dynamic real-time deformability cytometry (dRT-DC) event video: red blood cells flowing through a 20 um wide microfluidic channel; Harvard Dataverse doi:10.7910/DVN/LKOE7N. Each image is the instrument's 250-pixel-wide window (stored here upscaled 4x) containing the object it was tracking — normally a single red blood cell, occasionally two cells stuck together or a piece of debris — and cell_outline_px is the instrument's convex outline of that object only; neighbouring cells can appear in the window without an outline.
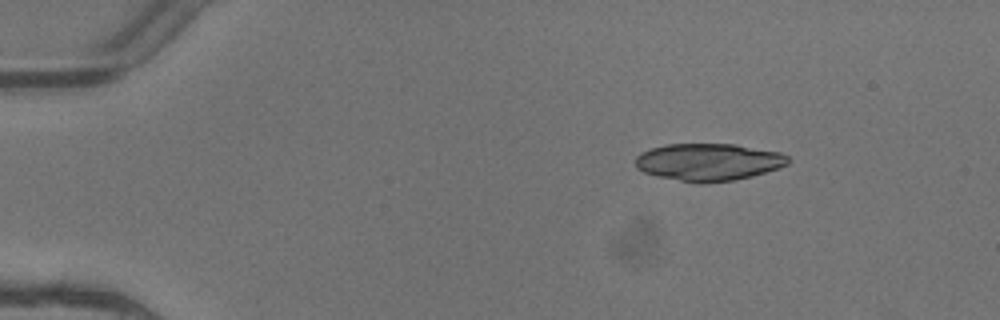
{"species": "common noctule bat (a hibernating species)", "species_latin": "Nyctalus noctula", "temperature_condition": "warm", "stored_images_in_passage": 2, "camera_frame_rate_fps": 3000, "um_per_image_px": 0.085, "animal": {"sex": "female"}, "frame": {"image": 1, "passage_image": 1, "time_ms": 0.0, "image_size_px": [1000, 320], "cell_outline_px": [[788, 164], [752, 176], [736, 180], [704, 184], [696, 184], [656, 176], [644, 172], [636, 168], [636, 156], [640, 152], [652, 148], [668, 144], [736, 144], [780, 152], [788, 156]], "centroid_in_image_um": [60.19, 13.78], "position_along_channel_um": 24.8, "area_um2": 33.41}}